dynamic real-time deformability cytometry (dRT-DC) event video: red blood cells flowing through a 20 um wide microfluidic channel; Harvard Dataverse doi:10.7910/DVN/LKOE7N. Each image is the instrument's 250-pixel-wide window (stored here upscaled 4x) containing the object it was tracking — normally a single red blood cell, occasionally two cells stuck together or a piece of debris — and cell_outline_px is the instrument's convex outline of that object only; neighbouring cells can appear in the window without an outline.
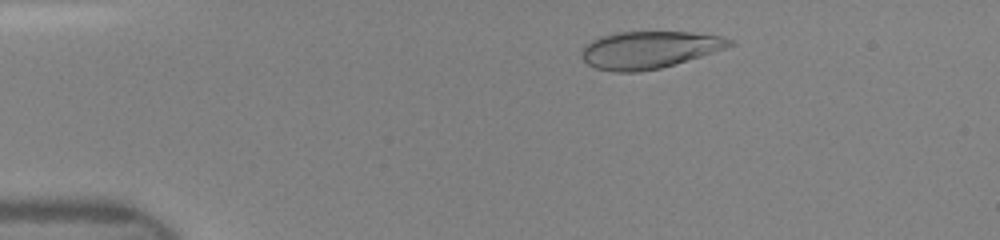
{"species": "human", "species_latin": "Homo sapiens", "temperature_condition": "room temperature", "stored_images_in_passage": 41, "camera_frame_rate_fps": 3000, "um_per_image_px": 0.085, "donor": {"sex": "female"}, "frame": {"image": 1, "passage_image": 2, "time_ms": 0.333, "image_size_px": [1000, 240], "cell_outline_px": [[736, 44], [700, 56], [660, 68], [640, 72], [612, 72], [596, 68], [588, 64], [580, 56], [580, 52], [592, 40], [600, 36], [616, 32], [692, 32], [724, 36], [736, 40]], "centroid_in_image_um": [55.19, 4.22], "position_along_channel_um": 29.8, "area_um2": 32.14}}
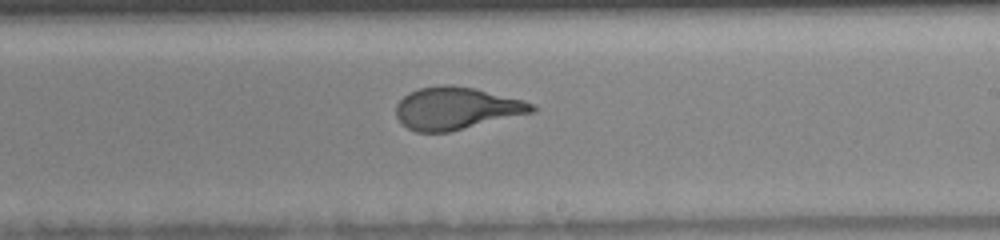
{"frame": {"image": 2, "passage_image": 22, "time_ms": 7.0, "image_size_px": [1000, 240], "cell_outline_px": [[536, 112], [448, 132], [416, 132], [408, 128], [396, 116], [396, 104], [404, 96], [420, 88], [444, 84], [448, 84], [476, 88], [524, 100], [532, 104], [536, 108]], "centroid_in_image_um": [38.82, 9.2], "position_along_channel_um": 250.2, "area_um2": 33.47}}
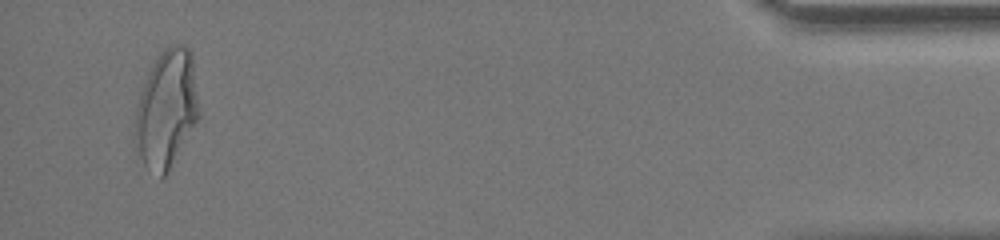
{"frame": {"image": 3, "passage_image": 39, "time_ms": 12.667, "image_size_px": [1000, 240], "cell_outline_px": [[200, 116], [168, 172], [160, 180], [144, 164], [140, 156], [136, 144], [136, 108], [140, 92], [152, 64], [156, 56], [164, 48], [172, 44], [184, 44], [192, 52]], "centroid_in_image_um": [14.18, 9.24], "position_along_channel_um": 421.0, "area_um2": 43.81}}